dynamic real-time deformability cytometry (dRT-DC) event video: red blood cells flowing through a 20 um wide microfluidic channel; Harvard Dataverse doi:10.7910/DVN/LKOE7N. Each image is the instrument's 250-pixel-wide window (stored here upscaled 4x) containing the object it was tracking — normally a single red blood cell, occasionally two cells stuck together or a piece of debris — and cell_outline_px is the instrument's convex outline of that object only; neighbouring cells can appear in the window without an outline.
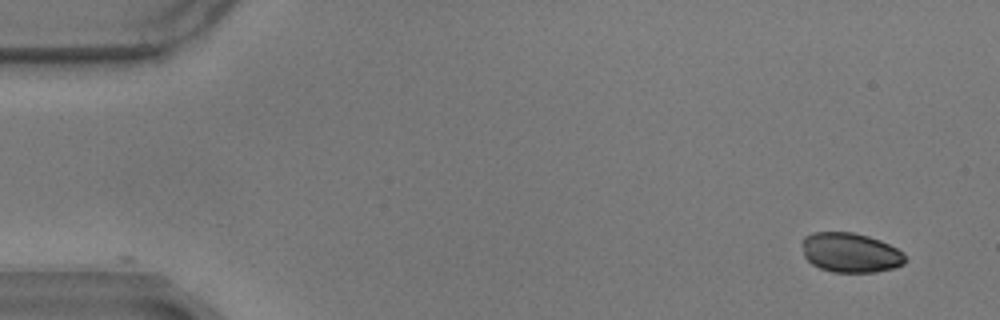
{"species": "common noctule bat (a hibernating species)", "species_latin": "Nyctalus noctula", "temperature_condition": "warm", "stored_images_in_passage": 2, "camera_frame_rate_fps": 3000, "um_per_image_px": 0.085, "animal": {"sex": "male", "body_mass_g": 17.9}, "frame": {"image": 1, "passage_image": 1, "time_ms": 0.0, "image_size_px": [1000, 320], "cell_outline_px": [[904, 264], [892, 268], [876, 272], [832, 272], [820, 268], [812, 264], [804, 256], [800, 240], [804, 236], [812, 232], [852, 232], [868, 236], [880, 240], [904, 252]], "centroid_in_image_um": [72.24, 21.46], "position_along_channel_um": 12.8, "area_um2": 23.93}}